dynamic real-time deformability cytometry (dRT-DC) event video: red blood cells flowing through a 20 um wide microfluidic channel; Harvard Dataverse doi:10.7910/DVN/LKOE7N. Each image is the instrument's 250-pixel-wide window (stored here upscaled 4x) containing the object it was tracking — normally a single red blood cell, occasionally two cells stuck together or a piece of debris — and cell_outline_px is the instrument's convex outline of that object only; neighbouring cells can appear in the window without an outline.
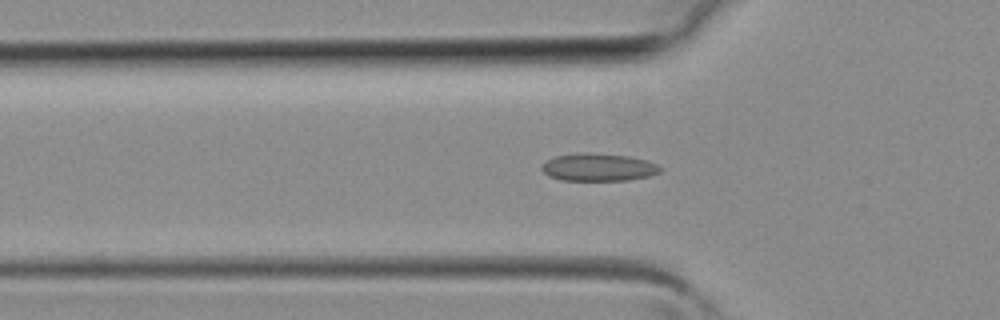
{"species": "common noctule bat (a hibernating species)", "species_latin": "Nyctalus noctula", "temperature_condition": "room temperature", "stored_images_in_passage": 31, "camera_frame_rate_fps": 3000, "um_per_image_px": 0.085, "animal": {"sex": "female", "body_mass_g": 19.3, "forearm_length_mm": 54.1}, "frame": {"image": 1, "passage_image": 4, "time_ms": 1.0, "image_size_px": [1000, 320], "cell_outline_px": [[664, 168], [660, 172], [648, 176], [628, 180], [560, 180], [548, 176], [540, 168], [548, 160], [556, 156], [588, 152], [628, 156], [648, 160]], "centroid_in_image_um": [50.89, 14.22], "position_along_channel_um": 74.9, "area_um2": 19.02}}
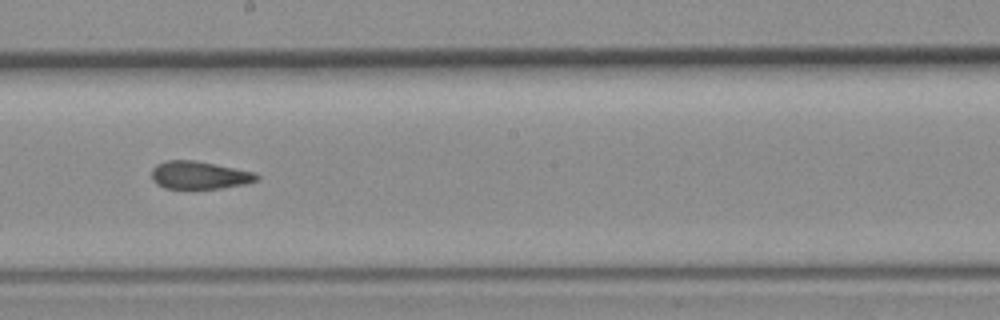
{"frame": {"image": 2, "passage_image": 13, "time_ms": 4.0, "image_size_px": [1000, 320], "cell_outline_px": [[260, 176], [256, 180], [244, 184], [220, 188], [164, 188], [156, 184], [152, 180], [152, 168], [156, 164], [168, 160], [192, 160], [256, 172]], "centroid_in_image_um": [16.92, 14.88], "position_along_channel_um": 231.3, "area_um2": 16.88}}
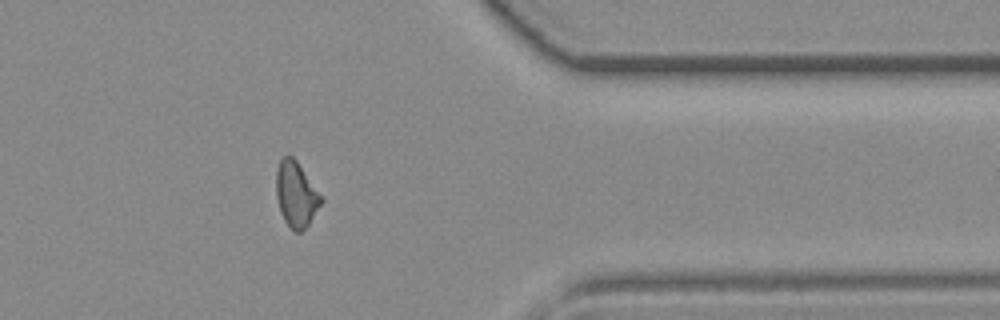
{"frame": {"image": 3, "passage_image": 23, "time_ms": 7.333, "image_size_px": [1000, 320], "cell_outline_px": [[324, 200], [308, 224], [300, 232], [296, 232], [284, 220], [280, 212], [276, 196], [276, 172], [280, 160], [284, 156], [292, 156], [296, 160]], "centroid_in_image_um": [25.15, 16.52], "position_along_channel_um": 386.2, "area_um2": 16.76}}